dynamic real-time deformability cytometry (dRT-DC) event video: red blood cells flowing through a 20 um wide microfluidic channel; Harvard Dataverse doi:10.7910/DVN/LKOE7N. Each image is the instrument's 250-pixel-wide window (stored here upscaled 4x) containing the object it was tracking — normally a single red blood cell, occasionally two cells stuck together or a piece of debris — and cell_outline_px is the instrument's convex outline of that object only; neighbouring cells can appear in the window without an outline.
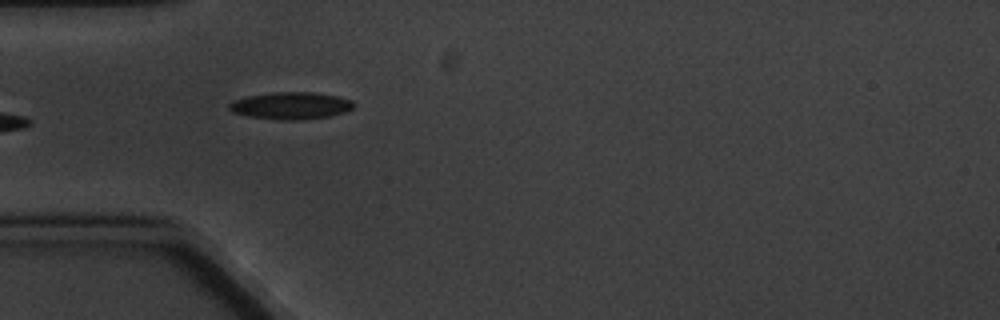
{"species": "common noctule bat (a hibernating species)", "species_latin": "Nyctalus noctula", "temperature_condition": "cold", "stored_images_in_passage": 8, "camera_frame_rate_fps": 3000, "um_per_image_px": 0.085, "animal": {"sex": "male", "body_mass_g": 20.1, "forearm_length_mm": 53.5}, "frame": {"image": 1, "passage_image": 6, "time_ms": 6.667, "image_size_px": [1000, 320], "cell_outline_px": [[352, 108], [344, 112], [328, 116], [296, 120], [288, 120], [248, 116], [232, 112], [228, 108], [228, 104], [232, 100], [248, 96], [276, 92], [312, 92], [336, 96], [352, 100]], "centroid_in_image_um": [24.67, 8.97], "position_along_channel_um": 60.3, "area_um2": 19.36}}
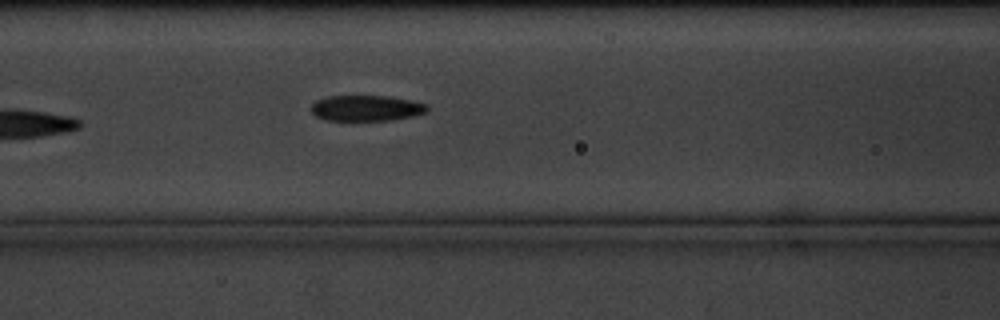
{"frame": {"image": 2, "passage_image": 8, "time_ms": 9.0, "image_size_px": [1000, 320], "cell_outline_px": [[428, 112], [412, 116], [392, 120], [324, 120], [316, 116], [312, 112], [312, 104], [316, 100], [328, 96], [392, 96], [412, 100], [428, 104]], "centroid_in_image_um": [31.17, 9.18], "position_along_channel_um": 135.4, "area_um2": 17.51}}